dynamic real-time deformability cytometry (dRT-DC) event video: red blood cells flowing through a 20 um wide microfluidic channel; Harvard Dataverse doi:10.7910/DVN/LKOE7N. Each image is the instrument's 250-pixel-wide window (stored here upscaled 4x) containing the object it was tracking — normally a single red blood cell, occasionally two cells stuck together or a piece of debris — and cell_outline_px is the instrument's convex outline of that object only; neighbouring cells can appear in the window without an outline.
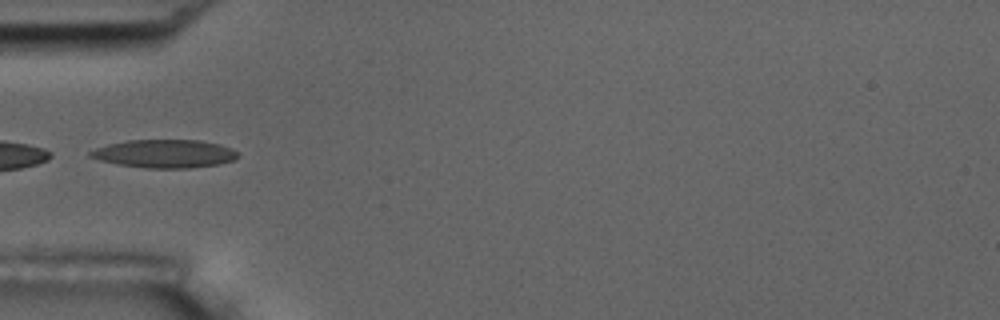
{"species": "common noctule bat (a hibernating species)", "species_latin": "Nyctalus noctula", "temperature_condition": "room temperature", "stored_images_in_passage": 6, "camera_frame_rate_fps": 3000, "um_per_image_px": 0.085, "animal": {"sex": "male", "body_mass_g": 17.5, "forearm_length_mm": 52.3}, "frame": {"image": 1, "passage_image": 5, "time_ms": 4.667, "image_size_px": [1000, 320], "cell_outline_px": [[240, 156], [236, 160], [220, 164], [192, 168], [148, 168], [116, 164], [100, 160], [88, 156], [88, 152], [96, 148], [108, 144], [128, 140], [200, 140], [220, 144], [232, 148], [240, 152]], "centroid_in_image_um": [14.05, 13.06], "position_along_channel_um": 70.9, "area_um2": 24.57}}